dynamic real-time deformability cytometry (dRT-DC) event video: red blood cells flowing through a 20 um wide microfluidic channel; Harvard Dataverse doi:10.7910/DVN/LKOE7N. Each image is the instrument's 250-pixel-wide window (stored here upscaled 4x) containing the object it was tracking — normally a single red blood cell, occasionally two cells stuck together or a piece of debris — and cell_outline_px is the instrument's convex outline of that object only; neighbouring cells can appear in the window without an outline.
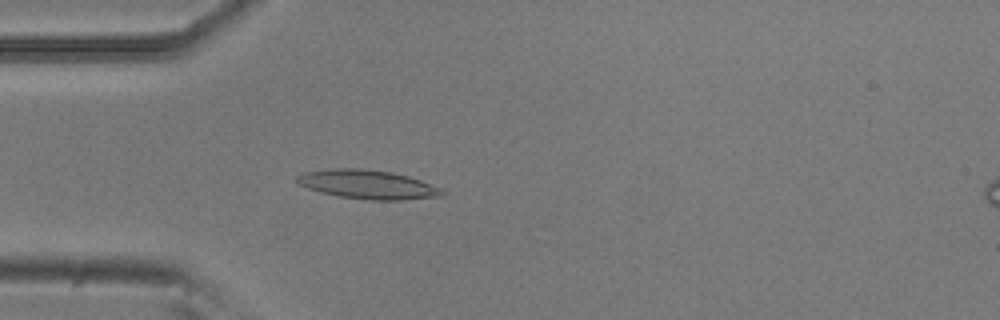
{"species": "common noctule bat (a hibernating species)", "species_latin": "Nyctalus noctula", "temperature_condition": "room temperature", "stored_images_in_passage": 29, "camera_frame_rate_fps": 3000, "um_per_image_px": 0.085, "animal": {"sex": "male", "body_mass_g": 20.5, "forearm_length_mm": 52.5}, "frame": {"image": 1, "passage_image": 15, "time_ms": 4.667, "image_size_px": [1000, 320], "cell_outline_px": [[444, 192], [440, 196], [400, 200], [372, 200], [340, 196], [320, 192], [308, 188], [300, 184], [296, 180], [296, 176], [304, 172], [332, 168], [360, 168], [392, 172], [408, 176], [420, 180], [440, 188]], "centroid_in_image_um": [31.22, 15.67], "position_along_channel_um": 53.8, "area_um2": 24.22}}
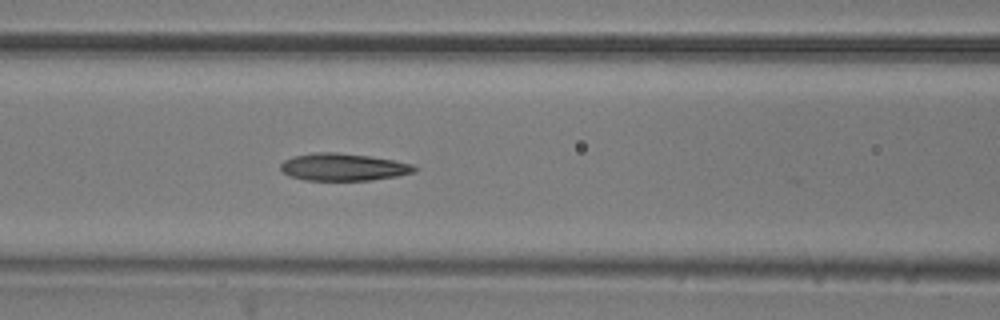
{"frame": {"image": 2, "passage_image": 22, "time_ms": 7.0, "image_size_px": [1000, 320], "cell_outline_px": [[420, 168], [416, 172], [396, 176], [372, 180], [304, 180], [288, 176], [280, 168], [280, 164], [284, 160], [292, 156], [316, 152], [336, 152], [372, 156], [412, 164]], "centroid_in_image_um": [29.18, 14.19], "position_along_channel_um": 137.4, "area_um2": 21.5}}
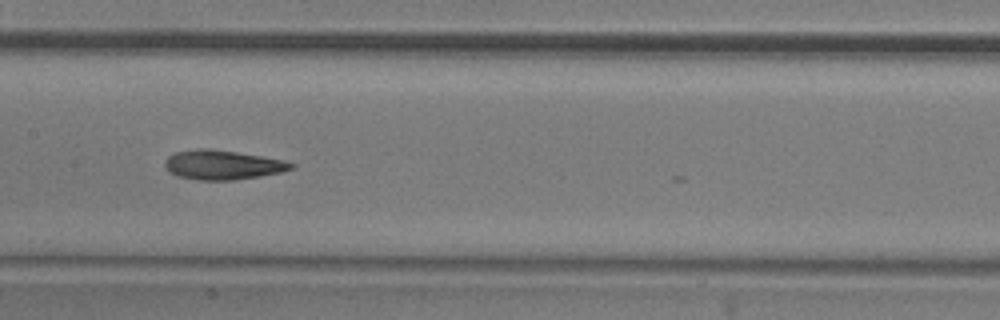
{"frame": {"image": 3, "passage_image": 26, "time_ms": 8.333, "image_size_px": [1000, 320], "cell_outline_px": [[296, 164], [292, 168], [280, 172], [260, 176], [236, 180], [200, 180], [176, 176], [164, 168], [164, 160], [168, 156], [176, 152], [196, 148], [212, 148], [284, 160]], "centroid_in_image_um": [18.87, 14.01], "position_along_channel_um": 188.5, "area_um2": 21.73}}